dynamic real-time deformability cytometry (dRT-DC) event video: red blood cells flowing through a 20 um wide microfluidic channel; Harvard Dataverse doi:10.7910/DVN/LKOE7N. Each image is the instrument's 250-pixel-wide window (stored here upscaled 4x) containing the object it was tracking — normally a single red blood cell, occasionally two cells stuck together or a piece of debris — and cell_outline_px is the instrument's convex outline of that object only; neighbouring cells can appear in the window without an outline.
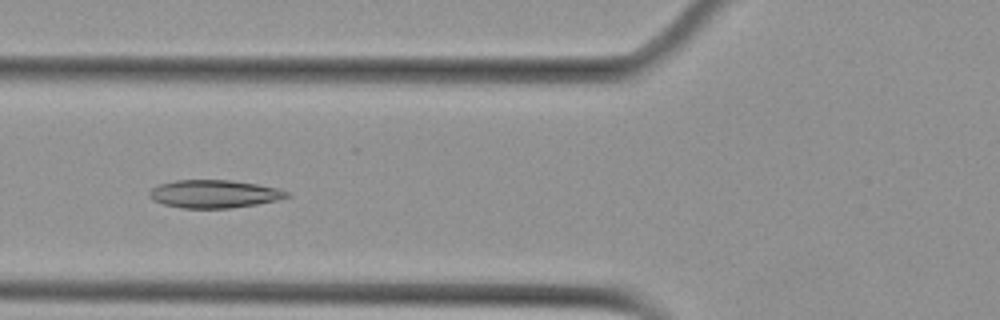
{"species": "Egyptian fruit bat (a non-hibernating species)", "species_latin": "Rousettus aegyptiacus", "temperature_condition": "cold", "stored_images_in_passage": 11, "camera_frame_rate_fps": 3000, "um_per_image_px": 0.085, "animal": {"sex": "female"}, "frame": {"image": 1, "passage_image": 7, "time_ms": 8.333, "image_size_px": [1000, 320], "cell_outline_px": [[292, 196], [276, 200], [256, 204], [228, 208], [180, 208], [164, 204], [152, 200], [148, 196], [148, 192], [152, 188], [160, 184], [176, 180], [228, 180], [256, 184], [276, 188], [288, 192]], "centroid_in_image_um": [18.16, 16.48], "position_along_channel_um": 107.6, "area_um2": 22.25}}
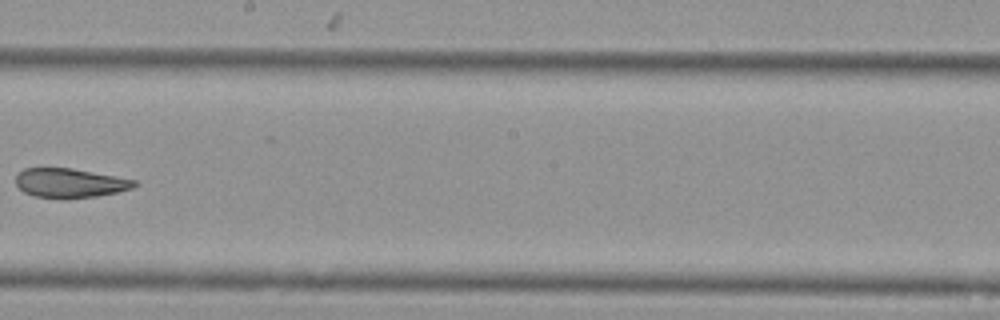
{"frame": {"image": 2, "passage_image": 10, "time_ms": 12.0, "image_size_px": [1000, 320], "cell_outline_px": [[136, 184], [132, 188], [116, 192], [96, 196], [64, 200], [36, 196], [24, 192], [16, 184], [16, 176], [24, 168], [72, 168], [136, 180]], "centroid_in_image_um": [5.92, 15.57], "position_along_channel_um": 242.3, "area_um2": 20.23}}
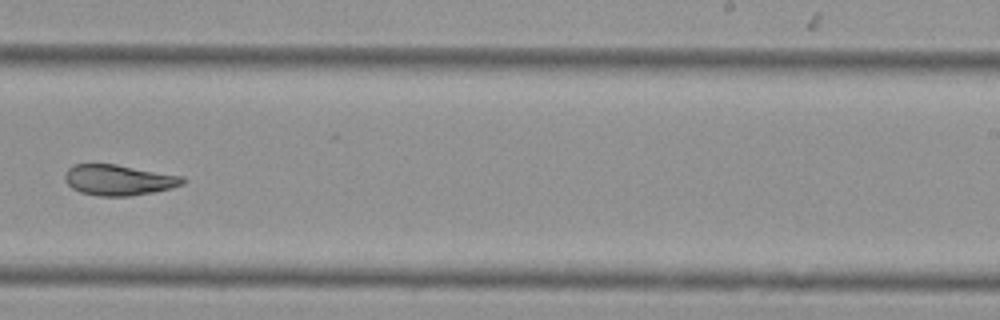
{"frame": {"image": 3, "passage_image": 11, "time_ms": 13.0, "image_size_px": [1000, 320], "cell_outline_px": [[184, 184], [172, 188], [152, 192], [128, 196], [100, 196], [80, 192], [72, 188], [64, 180], [64, 176], [68, 168], [72, 164], [116, 164], [184, 176]], "centroid_in_image_um": [10.08, 15.29], "position_along_channel_um": 278.9, "area_um2": 21.1}}